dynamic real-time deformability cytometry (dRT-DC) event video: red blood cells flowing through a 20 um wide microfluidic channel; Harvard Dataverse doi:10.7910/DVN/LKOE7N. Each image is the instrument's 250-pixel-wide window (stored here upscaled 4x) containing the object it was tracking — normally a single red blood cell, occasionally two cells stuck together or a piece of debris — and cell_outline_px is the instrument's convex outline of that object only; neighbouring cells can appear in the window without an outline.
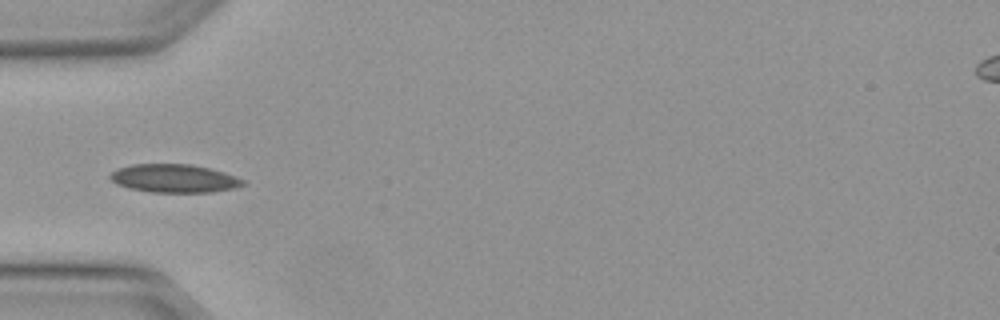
{"species": "Egyptian fruit bat (a non-hibernating species)", "species_latin": "Rousettus aegyptiacus", "temperature_condition": "warm", "stored_images_in_passage": 2, "camera_frame_rate_fps": 3000, "um_per_image_px": 0.085, "animal": {"sex": "female"}, "frame": {"image": 1, "passage_image": 2, "time_ms": 0.333, "image_size_px": [1000, 320], "cell_outline_px": [[244, 184], [232, 188], [208, 192], [152, 192], [128, 188], [116, 184], [108, 176], [116, 168], [132, 164], [188, 164], [208, 168], [224, 172], [244, 180]], "centroid_in_image_um": [14.73, 15.16], "position_along_channel_um": 70.3, "area_um2": 21.68}}